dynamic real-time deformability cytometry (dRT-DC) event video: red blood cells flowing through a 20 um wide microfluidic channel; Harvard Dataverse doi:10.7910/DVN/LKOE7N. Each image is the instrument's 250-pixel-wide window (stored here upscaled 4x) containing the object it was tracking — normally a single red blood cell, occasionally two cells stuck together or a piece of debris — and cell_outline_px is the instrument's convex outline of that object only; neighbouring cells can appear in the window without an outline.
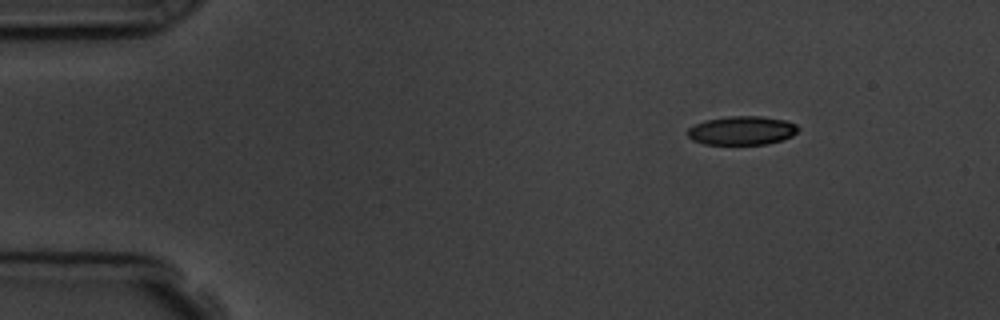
{"species": "common noctule bat (a hibernating species)", "species_latin": "Nyctalus noctula", "temperature_condition": "room temperature", "stored_images_in_passage": 3, "camera_frame_rate_fps": 3000, "um_per_image_px": 0.085, "animal": {"sex": "male", "body_mass_g": 19.5, "forearm_length_mm": 54.6}, "frame": {"image": 1, "passage_image": 1, "time_ms": 0.0, "image_size_px": [1000, 320], "cell_outline_px": [[800, 128], [792, 136], [768, 144], [704, 144], [692, 140], [688, 136], [688, 128], [692, 124], [704, 120], [728, 116], [760, 116], [784, 120], [796, 124]], "centroid_in_image_um": [63.03, 11.09], "position_along_channel_um": 22.0, "area_um2": 18.61}}
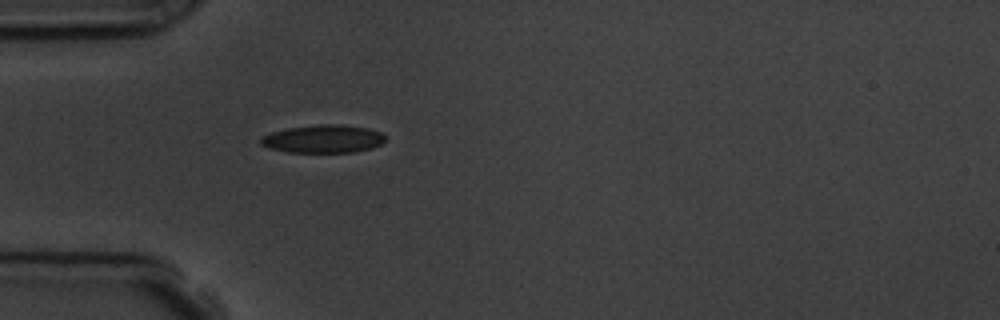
{"frame": {"image": 2, "passage_image": 3, "time_ms": 3.0, "image_size_px": [1000, 320], "cell_outline_px": [[384, 140], [380, 144], [372, 148], [352, 152], [288, 152], [268, 148], [260, 144], [260, 136], [272, 132], [288, 128], [320, 124], [344, 124], [368, 128], [380, 132], [384, 136]], "centroid_in_image_um": [27.44, 11.8], "position_along_channel_um": 57.6, "area_um2": 20.35}}